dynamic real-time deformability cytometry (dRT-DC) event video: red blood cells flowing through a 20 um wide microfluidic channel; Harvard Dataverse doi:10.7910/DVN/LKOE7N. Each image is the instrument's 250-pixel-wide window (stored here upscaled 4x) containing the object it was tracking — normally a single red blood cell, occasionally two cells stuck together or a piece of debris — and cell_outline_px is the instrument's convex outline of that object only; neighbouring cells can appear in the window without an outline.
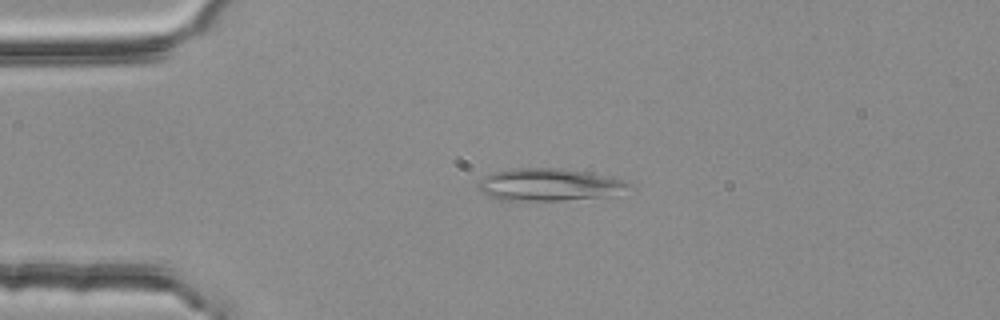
{"species": "common noctule bat (a hibernating species)", "species_latin": "Nyctalus noctula", "temperature_condition": "room temperature", "stored_images_in_passage": 4, "camera_frame_rate_fps": 3000, "um_per_image_px": 0.085, "animal": {"sex": "female", "body_mass_g": 25.1}, "frame": {"image": 1, "passage_image": 3, "time_ms": 0.667, "image_size_px": [1000, 320], "cell_outline_px": [[632, 188], [600, 196], [560, 200], [496, 200], [484, 192], [480, 188], [480, 180], [484, 176], [496, 172], [516, 168], [552, 168], [584, 172], [612, 176], [624, 180], [632, 184]], "centroid_in_image_um": [46.67, 15.69], "position_along_channel_um": 38.3, "area_um2": 27.63}}